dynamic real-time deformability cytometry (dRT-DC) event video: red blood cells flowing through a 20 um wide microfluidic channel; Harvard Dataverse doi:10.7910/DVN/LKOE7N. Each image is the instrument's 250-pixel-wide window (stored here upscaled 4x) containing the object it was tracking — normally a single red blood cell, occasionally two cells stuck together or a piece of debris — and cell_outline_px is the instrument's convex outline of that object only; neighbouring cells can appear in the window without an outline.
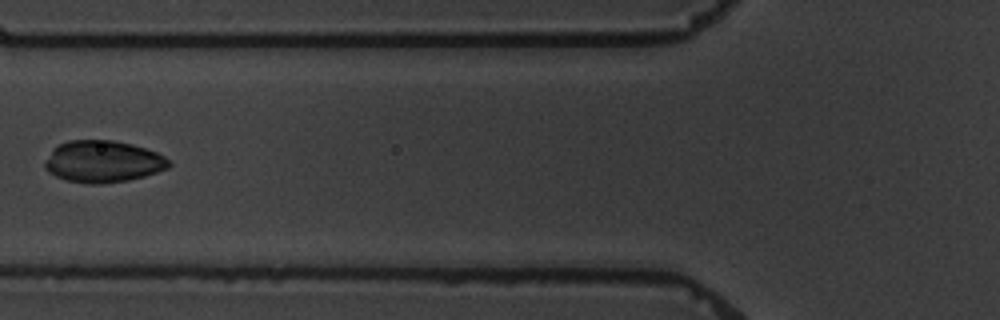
{"species": "common noctule bat (a hibernating species)", "species_latin": "Nyctalus noctula", "temperature_condition": "warm", "stored_images_in_passage": 10, "camera_frame_rate_fps": 3000, "um_per_image_px": 0.085, "animal": {"sex": "male", "body_mass_g": 19.5, "forearm_length_mm": 54.6}, "frame": {"image": 1, "passage_image": 5, "time_ms": 5.667, "image_size_px": [1000, 320], "cell_outline_px": [[172, 164], [168, 168], [144, 176], [128, 180], [100, 184], [88, 184], [68, 180], [56, 176], [48, 172], [44, 168], [44, 164], [52, 148], [68, 140], [112, 140], [132, 144], [156, 152], [164, 156]], "centroid_in_image_um": [8.74, 13.73], "position_along_channel_um": 117.1, "area_um2": 30.17}}
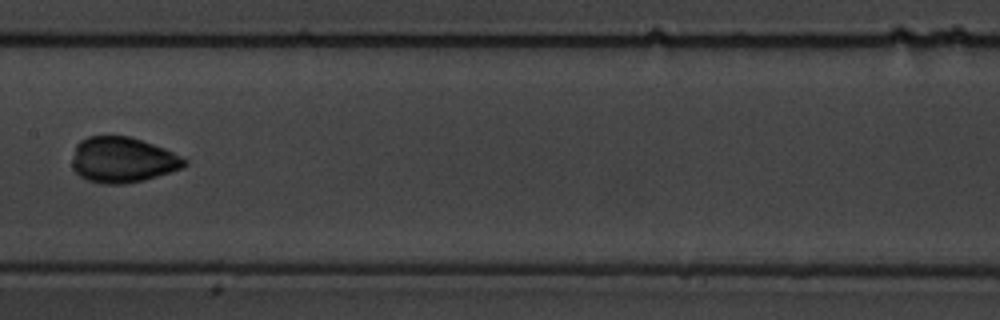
{"frame": {"image": 2, "passage_image": 7, "time_ms": 8.0, "image_size_px": [1000, 320], "cell_outline_px": [[188, 164], [180, 168], [144, 180], [124, 184], [104, 184], [88, 180], [80, 176], [72, 168], [72, 160], [76, 144], [80, 140], [88, 136], [128, 136], [164, 148], [188, 160]], "centroid_in_image_um": [10.39, 13.59], "position_along_channel_um": 197.0, "area_um2": 29.59}}
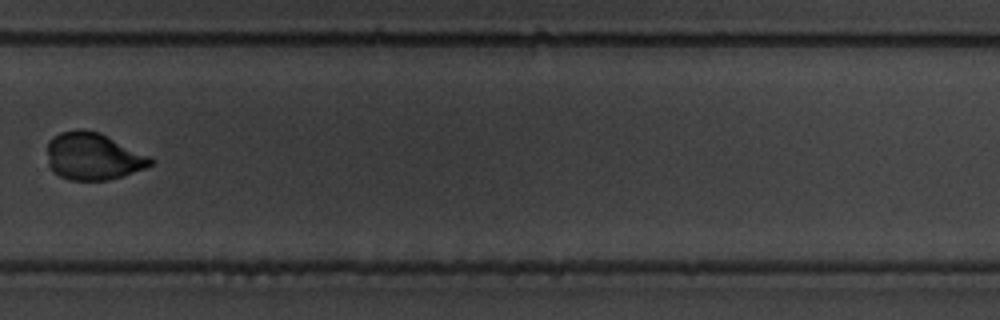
{"frame": {"image": 3, "passage_image": 10, "time_ms": 11.667, "image_size_px": [1000, 320], "cell_outline_px": [[156, 160], [152, 164], [144, 168], [124, 176], [108, 180], [68, 180], [60, 176], [48, 164], [48, 140], [52, 136], [60, 132], [76, 128], [80, 128], [100, 132], [152, 156]], "centroid_in_image_um": [7.94, 13.27], "position_along_channel_um": 321.9, "area_um2": 28.84}}